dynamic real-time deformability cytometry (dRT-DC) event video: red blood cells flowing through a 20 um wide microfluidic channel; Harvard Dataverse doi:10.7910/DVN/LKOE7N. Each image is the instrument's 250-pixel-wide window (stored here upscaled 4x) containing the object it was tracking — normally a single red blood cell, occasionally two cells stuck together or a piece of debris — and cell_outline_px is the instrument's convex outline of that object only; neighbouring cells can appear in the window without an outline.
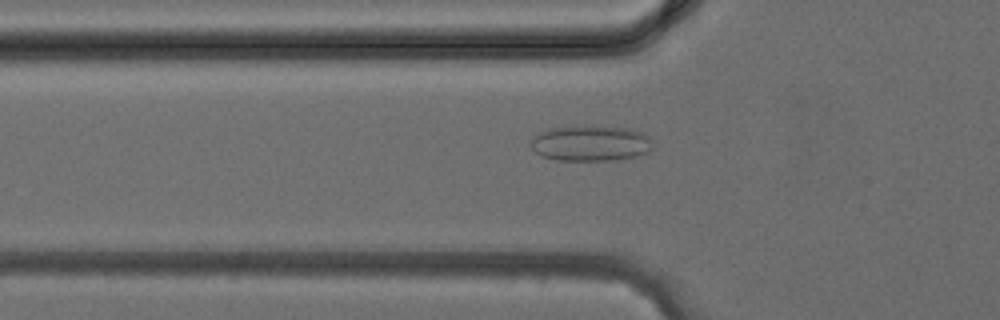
{"species": "common noctule bat (a hibernating species)", "species_latin": "Nyctalus noctula", "temperature_condition": "cold", "stored_images_in_passage": 27, "camera_frame_rate_fps": 3000, "um_per_image_px": 0.085, "animal": {"sex": "female", "body_mass_g": 24.6, "forearm_length_mm": 56.2}, "frame": {"image": 1, "passage_image": 2, "time_ms": 0.333, "image_size_px": [1000, 320], "cell_outline_px": [[652, 148], [648, 152], [636, 156], [616, 160], [556, 160], [540, 156], [528, 144], [540, 132], [548, 128], [628, 128], [644, 132], [648, 136]], "centroid_in_image_um": [50.2, 12.22], "position_along_channel_um": 75.6, "area_um2": 24.68}}
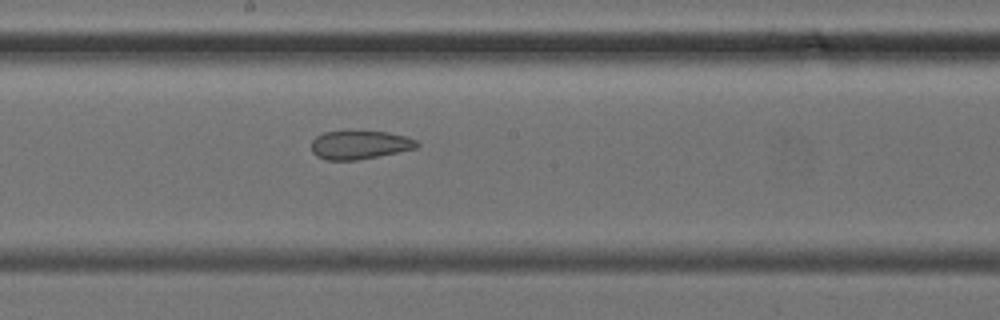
{"frame": {"image": 2, "passage_image": 10, "time_ms": 3.0, "image_size_px": [1000, 320], "cell_outline_px": [[420, 144], [416, 148], [356, 160], [324, 160], [316, 156], [312, 152], [312, 140], [316, 136], [324, 132], [388, 132], [404, 136], [416, 140]], "centroid_in_image_um": [30.54, 12.32], "position_along_channel_um": 217.7, "area_um2": 17.22}}
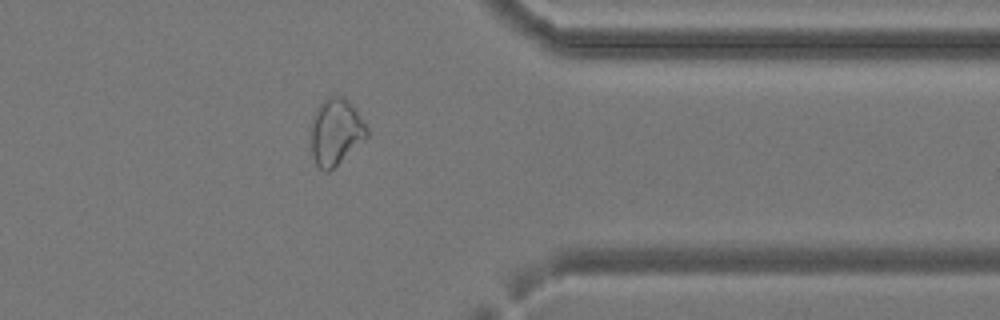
{"frame": {"image": 3, "passage_image": 20, "time_ms": 6.333, "image_size_px": [1000, 320], "cell_outline_px": [[368, 136], [328, 172], [324, 172], [316, 164], [312, 156], [308, 128], [312, 116], [316, 108], [324, 100], [332, 96], [340, 96], [356, 108], [368, 128]], "centroid_in_image_um": [28.48, 11.21], "position_along_channel_um": 382.9, "area_um2": 21.91}}